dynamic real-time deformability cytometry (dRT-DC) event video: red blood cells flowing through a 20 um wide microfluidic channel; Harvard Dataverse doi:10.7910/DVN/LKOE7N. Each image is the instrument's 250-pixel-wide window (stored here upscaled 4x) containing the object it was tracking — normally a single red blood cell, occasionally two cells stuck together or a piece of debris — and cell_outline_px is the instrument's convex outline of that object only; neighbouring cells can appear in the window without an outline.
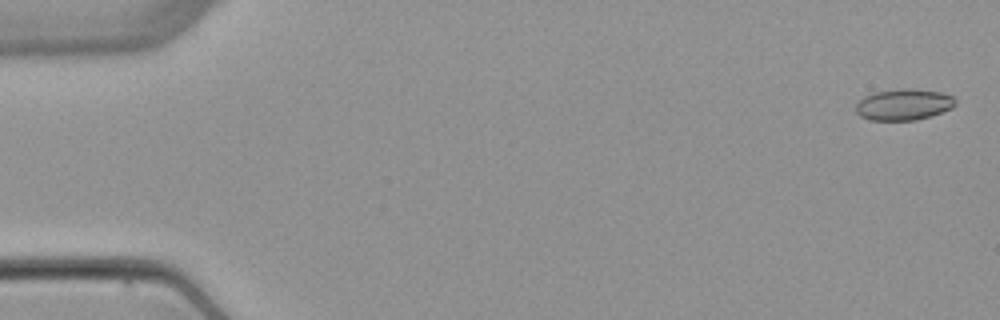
{"species": "common noctule bat (a hibernating species)", "species_latin": "Nyctalus noctula", "temperature_condition": "warm", "stored_images_in_passage": 5, "camera_frame_rate_fps": 3000, "um_per_image_px": 0.085, "animal": {"sex": "female", "body_mass_g": 22.7, "forearm_length_mm": 54.2}, "frame": {"image": 1, "passage_image": 1, "time_ms": 0.0, "image_size_px": [1000, 320], "cell_outline_px": [[956, 104], [952, 108], [916, 120], [872, 120], [860, 116], [856, 112], [856, 104], [864, 96], [872, 92], [900, 88], [908, 88], [940, 92], [952, 96], [956, 100]], "centroid_in_image_um": [76.79, 8.87], "position_along_channel_um": 8.2, "area_um2": 18.09}}
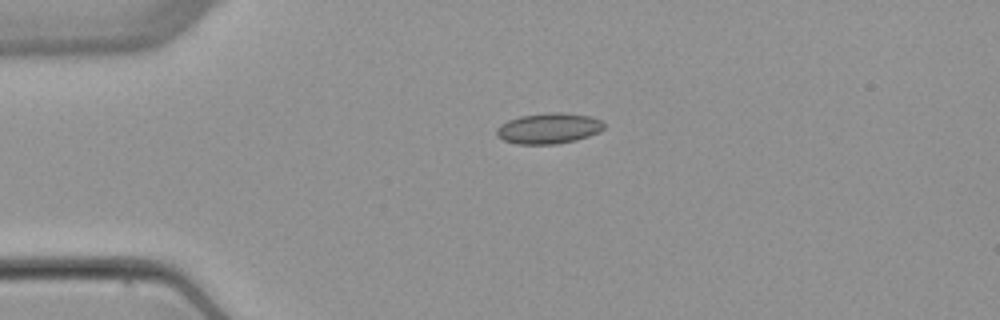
{"frame": {"image": 2, "passage_image": 4, "time_ms": 3.667, "image_size_px": [1000, 320], "cell_outline_px": [[604, 128], [600, 132], [576, 140], [556, 144], [516, 144], [504, 140], [496, 136], [496, 128], [500, 124], [508, 120], [520, 116], [548, 112], [560, 112], [592, 116], [604, 120]], "centroid_in_image_um": [46.65, 10.9], "position_along_channel_um": 38.3, "area_um2": 19.48}}
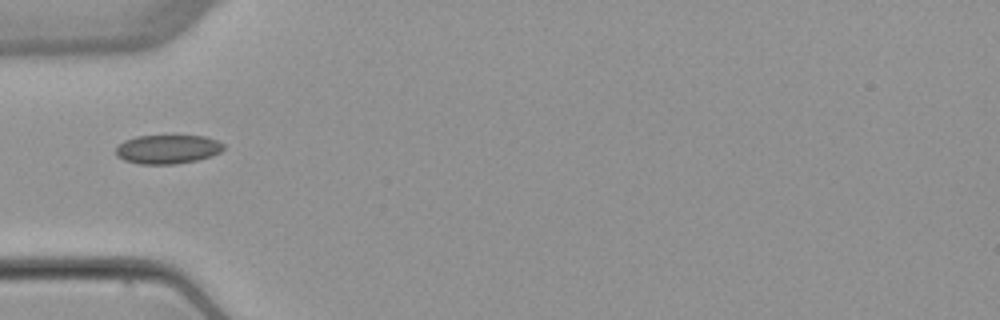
{"frame": {"image": 3, "passage_image": 5, "time_ms": 5.333, "image_size_px": [1000, 320], "cell_outline_px": [[224, 148], [220, 152], [212, 156], [196, 160], [176, 164], [140, 164], [124, 160], [116, 156], [116, 148], [124, 140], [136, 136], [204, 136], [216, 140], [224, 144]], "centroid_in_image_um": [14.24, 12.69], "position_along_channel_um": 70.8, "area_um2": 18.15}}